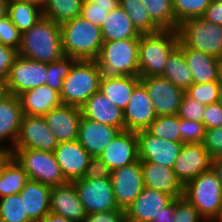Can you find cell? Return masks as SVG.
<instances>
[{
	"label": "cell",
	"mask_w": 222,
	"mask_h": 222,
	"mask_svg": "<svg viewBox=\"0 0 222 222\" xmlns=\"http://www.w3.org/2000/svg\"><path fill=\"white\" fill-rule=\"evenodd\" d=\"M214 222H222V207L219 216L215 219Z\"/></svg>",
	"instance_id": "6125c7cd"
},
{
	"label": "cell",
	"mask_w": 222,
	"mask_h": 222,
	"mask_svg": "<svg viewBox=\"0 0 222 222\" xmlns=\"http://www.w3.org/2000/svg\"><path fill=\"white\" fill-rule=\"evenodd\" d=\"M185 198L196 208L206 222H214L222 207V188L210 168L184 186Z\"/></svg>",
	"instance_id": "8992f818"
},
{
	"label": "cell",
	"mask_w": 222,
	"mask_h": 222,
	"mask_svg": "<svg viewBox=\"0 0 222 222\" xmlns=\"http://www.w3.org/2000/svg\"><path fill=\"white\" fill-rule=\"evenodd\" d=\"M23 117L22 107L14 94L5 93L0 98V149L12 151L19 134V129ZM9 145H2L4 140H9Z\"/></svg>",
	"instance_id": "7402d4cb"
},
{
	"label": "cell",
	"mask_w": 222,
	"mask_h": 222,
	"mask_svg": "<svg viewBox=\"0 0 222 222\" xmlns=\"http://www.w3.org/2000/svg\"><path fill=\"white\" fill-rule=\"evenodd\" d=\"M206 222L196 208L184 196L175 199L173 222Z\"/></svg>",
	"instance_id": "ee69618b"
},
{
	"label": "cell",
	"mask_w": 222,
	"mask_h": 222,
	"mask_svg": "<svg viewBox=\"0 0 222 222\" xmlns=\"http://www.w3.org/2000/svg\"><path fill=\"white\" fill-rule=\"evenodd\" d=\"M81 111L84 118L124 130L123 111L99 90L82 105Z\"/></svg>",
	"instance_id": "d4e9b609"
},
{
	"label": "cell",
	"mask_w": 222,
	"mask_h": 222,
	"mask_svg": "<svg viewBox=\"0 0 222 222\" xmlns=\"http://www.w3.org/2000/svg\"><path fill=\"white\" fill-rule=\"evenodd\" d=\"M50 185L29 180L20 192L24 211L32 222H39L50 212Z\"/></svg>",
	"instance_id": "83f0119b"
},
{
	"label": "cell",
	"mask_w": 222,
	"mask_h": 222,
	"mask_svg": "<svg viewBox=\"0 0 222 222\" xmlns=\"http://www.w3.org/2000/svg\"><path fill=\"white\" fill-rule=\"evenodd\" d=\"M119 5L127 13L132 24L141 34H153L162 30L151 19L141 0H119Z\"/></svg>",
	"instance_id": "836d02e7"
},
{
	"label": "cell",
	"mask_w": 222,
	"mask_h": 222,
	"mask_svg": "<svg viewBox=\"0 0 222 222\" xmlns=\"http://www.w3.org/2000/svg\"><path fill=\"white\" fill-rule=\"evenodd\" d=\"M141 170L145 187L167 193L174 199L184 195V186L176 177L173 168L141 161Z\"/></svg>",
	"instance_id": "cb8c5ba5"
},
{
	"label": "cell",
	"mask_w": 222,
	"mask_h": 222,
	"mask_svg": "<svg viewBox=\"0 0 222 222\" xmlns=\"http://www.w3.org/2000/svg\"><path fill=\"white\" fill-rule=\"evenodd\" d=\"M179 132L182 143H202L206 134L205 125L202 122L189 121L180 118Z\"/></svg>",
	"instance_id": "7bdbcfd3"
},
{
	"label": "cell",
	"mask_w": 222,
	"mask_h": 222,
	"mask_svg": "<svg viewBox=\"0 0 222 222\" xmlns=\"http://www.w3.org/2000/svg\"><path fill=\"white\" fill-rule=\"evenodd\" d=\"M162 77L168 79L183 91H186L193 84V73L179 47L170 55Z\"/></svg>",
	"instance_id": "1f68e13d"
},
{
	"label": "cell",
	"mask_w": 222,
	"mask_h": 222,
	"mask_svg": "<svg viewBox=\"0 0 222 222\" xmlns=\"http://www.w3.org/2000/svg\"><path fill=\"white\" fill-rule=\"evenodd\" d=\"M23 115L44 116L62 105L60 94L47 85L35 87L19 96Z\"/></svg>",
	"instance_id": "4316f807"
},
{
	"label": "cell",
	"mask_w": 222,
	"mask_h": 222,
	"mask_svg": "<svg viewBox=\"0 0 222 222\" xmlns=\"http://www.w3.org/2000/svg\"><path fill=\"white\" fill-rule=\"evenodd\" d=\"M47 74L46 63L18 56L4 82L6 92L18 97L25 91L45 85Z\"/></svg>",
	"instance_id": "30bf717a"
},
{
	"label": "cell",
	"mask_w": 222,
	"mask_h": 222,
	"mask_svg": "<svg viewBox=\"0 0 222 222\" xmlns=\"http://www.w3.org/2000/svg\"><path fill=\"white\" fill-rule=\"evenodd\" d=\"M83 222H127L126 212L122 209L87 214Z\"/></svg>",
	"instance_id": "f907efd6"
},
{
	"label": "cell",
	"mask_w": 222,
	"mask_h": 222,
	"mask_svg": "<svg viewBox=\"0 0 222 222\" xmlns=\"http://www.w3.org/2000/svg\"><path fill=\"white\" fill-rule=\"evenodd\" d=\"M12 157L24 168L30 180L52 186L67 183L53 152L13 149Z\"/></svg>",
	"instance_id": "ba28073f"
},
{
	"label": "cell",
	"mask_w": 222,
	"mask_h": 222,
	"mask_svg": "<svg viewBox=\"0 0 222 222\" xmlns=\"http://www.w3.org/2000/svg\"><path fill=\"white\" fill-rule=\"evenodd\" d=\"M173 199L167 193L144 186L140 195L126 209V221L152 222Z\"/></svg>",
	"instance_id": "ffe728a7"
},
{
	"label": "cell",
	"mask_w": 222,
	"mask_h": 222,
	"mask_svg": "<svg viewBox=\"0 0 222 222\" xmlns=\"http://www.w3.org/2000/svg\"><path fill=\"white\" fill-rule=\"evenodd\" d=\"M84 0H46L42 7L43 16L62 24L80 16Z\"/></svg>",
	"instance_id": "e575fe53"
},
{
	"label": "cell",
	"mask_w": 222,
	"mask_h": 222,
	"mask_svg": "<svg viewBox=\"0 0 222 222\" xmlns=\"http://www.w3.org/2000/svg\"><path fill=\"white\" fill-rule=\"evenodd\" d=\"M140 161H148L173 168L184 145L182 142L167 141L153 135L148 129L136 132Z\"/></svg>",
	"instance_id": "7c38bea8"
},
{
	"label": "cell",
	"mask_w": 222,
	"mask_h": 222,
	"mask_svg": "<svg viewBox=\"0 0 222 222\" xmlns=\"http://www.w3.org/2000/svg\"><path fill=\"white\" fill-rule=\"evenodd\" d=\"M211 160L212 158L202 143H186L175 161L173 171L185 186L198 175L209 170Z\"/></svg>",
	"instance_id": "9a60e30c"
},
{
	"label": "cell",
	"mask_w": 222,
	"mask_h": 222,
	"mask_svg": "<svg viewBox=\"0 0 222 222\" xmlns=\"http://www.w3.org/2000/svg\"><path fill=\"white\" fill-rule=\"evenodd\" d=\"M0 222H32L24 211L20 193L0 198Z\"/></svg>",
	"instance_id": "ab89813d"
},
{
	"label": "cell",
	"mask_w": 222,
	"mask_h": 222,
	"mask_svg": "<svg viewBox=\"0 0 222 222\" xmlns=\"http://www.w3.org/2000/svg\"><path fill=\"white\" fill-rule=\"evenodd\" d=\"M18 56V50L0 43V81H6L10 67Z\"/></svg>",
	"instance_id": "681fc988"
},
{
	"label": "cell",
	"mask_w": 222,
	"mask_h": 222,
	"mask_svg": "<svg viewBox=\"0 0 222 222\" xmlns=\"http://www.w3.org/2000/svg\"><path fill=\"white\" fill-rule=\"evenodd\" d=\"M22 1H26V2H31V3L37 4L40 7H43L45 2H46V0H22Z\"/></svg>",
	"instance_id": "91938a15"
},
{
	"label": "cell",
	"mask_w": 222,
	"mask_h": 222,
	"mask_svg": "<svg viewBox=\"0 0 222 222\" xmlns=\"http://www.w3.org/2000/svg\"><path fill=\"white\" fill-rule=\"evenodd\" d=\"M64 55L76 60H95L103 44L101 27L75 17L60 24Z\"/></svg>",
	"instance_id": "7a4b0ae2"
},
{
	"label": "cell",
	"mask_w": 222,
	"mask_h": 222,
	"mask_svg": "<svg viewBox=\"0 0 222 222\" xmlns=\"http://www.w3.org/2000/svg\"><path fill=\"white\" fill-rule=\"evenodd\" d=\"M111 171L127 166L139 160L136 132L122 130L100 155Z\"/></svg>",
	"instance_id": "ac0fdd59"
},
{
	"label": "cell",
	"mask_w": 222,
	"mask_h": 222,
	"mask_svg": "<svg viewBox=\"0 0 222 222\" xmlns=\"http://www.w3.org/2000/svg\"><path fill=\"white\" fill-rule=\"evenodd\" d=\"M12 158V152L6 149H0V174L7 164V162Z\"/></svg>",
	"instance_id": "6f0895ef"
},
{
	"label": "cell",
	"mask_w": 222,
	"mask_h": 222,
	"mask_svg": "<svg viewBox=\"0 0 222 222\" xmlns=\"http://www.w3.org/2000/svg\"><path fill=\"white\" fill-rule=\"evenodd\" d=\"M211 169L215 172L222 188V157L211 160Z\"/></svg>",
	"instance_id": "11a10c76"
},
{
	"label": "cell",
	"mask_w": 222,
	"mask_h": 222,
	"mask_svg": "<svg viewBox=\"0 0 222 222\" xmlns=\"http://www.w3.org/2000/svg\"><path fill=\"white\" fill-rule=\"evenodd\" d=\"M180 117L176 115L157 116L148 130L155 136L167 141L182 142L179 132Z\"/></svg>",
	"instance_id": "f35d334b"
},
{
	"label": "cell",
	"mask_w": 222,
	"mask_h": 222,
	"mask_svg": "<svg viewBox=\"0 0 222 222\" xmlns=\"http://www.w3.org/2000/svg\"><path fill=\"white\" fill-rule=\"evenodd\" d=\"M43 118L58 143L77 140L82 118L81 107L62 104L57 108L51 109Z\"/></svg>",
	"instance_id": "d6986e66"
},
{
	"label": "cell",
	"mask_w": 222,
	"mask_h": 222,
	"mask_svg": "<svg viewBox=\"0 0 222 222\" xmlns=\"http://www.w3.org/2000/svg\"><path fill=\"white\" fill-rule=\"evenodd\" d=\"M53 153L67 182L83 178L91 155L78 140L58 143Z\"/></svg>",
	"instance_id": "e0dca14e"
},
{
	"label": "cell",
	"mask_w": 222,
	"mask_h": 222,
	"mask_svg": "<svg viewBox=\"0 0 222 222\" xmlns=\"http://www.w3.org/2000/svg\"><path fill=\"white\" fill-rule=\"evenodd\" d=\"M8 1L9 0H0V19L8 16Z\"/></svg>",
	"instance_id": "680465c9"
},
{
	"label": "cell",
	"mask_w": 222,
	"mask_h": 222,
	"mask_svg": "<svg viewBox=\"0 0 222 222\" xmlns=\"http://www.w3.org/2000/svg\"><path fill=\"white\" fill-rule=\"evenodd\" d=\"M212 0H172L176 31L187 19L202 17Z\"/></svg>",
	"instance_id": "74e56055"
},
{
	"label": "cell",
	"mask_w": 222,
	"mask_h": 222,
	"mask_svg": "<svg viewBox=\"0 0 222 222\" xmlns=\"http://www.w3.org/2000/svg\"><path fill=\"white\" fill-rule=\"evenodd\" d=\"M22 33L11 22L10 17L0 19V43L2 45L19 50Z\"/></svg>",
	"instance_id": "bcb514c9"
},
{
	"label": "cell",
	"mask_w": 222,
	"mask_h": 222,
	"mask_svg": "<svg viewBox=\"0 0 222 222\" xmlns=\"http://www.w3.org/2000/svg\"><path fill=\"white\" fill-rule=\"evenodd\" d=\"M50 212L74 222H83L87 213L78 198L73 182L52 186L50 192Z\"/></svg>",
	"instance_id": "603a6c76"
},
{
	"label": "cell",
	"mask_w": 222,
	"mask_h": 222,
	"mask_svg": "<svg viewBox=\"0 0 222 222\" xmlns=\"http://www.w3.org/2000/svg\"><path fill=\"white\" fill-rule=\"evenodd\" d=\"M221 85L222 81L192 84L185 93L196 101L209 105L219 102Z\"/></svg>",
	"instance_id": "b9f144b4"
},
{
	"label": "cell",
	"mask_w": 222,
	"mask_h": 222,
	"mask_svg": "<svg viewBox=\"0 0 222 222\" xmlns=\"http://www.w3.org/2000/svg\"><path fill=\"white\" fill-rule=\"evenodd\" d=\"M111 170L109 166L102 161L100 156H91L87 165L84 179H105L111 177Z\"/></svg>",
	"instance_id": "c3c4849f"
},
{
	"label": "cell",
	"mask_w": 222,
	"mask_h": 222,
	"mask_svg": "<svg viewBox=\"0 0 222 222\" xmlns=\"http://www.w3.org/2000/svg\"><path fill=\"white\" fill-rule=\"evenodd\" d=\"M5 93H6L5 83L3 81H0V98L4 96Z\"/></svg>",
	"instance_id": "94428289"
},
{
	"label": "cell",
	"mask_w": 222,
	"mask_h": 222,
	"mask_svg": "<svg viewBox=\"0 0 222 222\" xmlns=\"http://www.w3.org/2000/svg\"><path fill=\"white\" fill-rule=\"evenodd\" d=\"M179 48L183 51L186 63L193 73V84L221 81L220 59L189 47Z\"/></svg>",
	"instance_id": "484cf974"
},
{
	"label": "cell",
	"mask_w": 222,
	"mask_h": 222,
	"mask_svg": "<svg viewBox=\"0 0 222 222\" xmlns=\"http://www.w3.org/2000/svg\"><path fill=\"white\" fill-rule=\"evenodd\" d=\"M140 83L136 76H106L102 75L99 91L122 111L126 108L134 88Z\"/></svg>",
	"instance_id": "f1b7e54d"
},
{
	"label": "cell",
	"mask_w": 222,
	"mask_h": 222,
	"mask_svg": "<svg viewBox=\"0 0 222 222\" xmlns=\"http://www.w3.org/2000/svg\"><path fill=\"white\" fill-rule=\"evenodd\" d=\"M78 198L87 214L119 209L115 201L111 178L73 181Z\"/></svg>",
	"instance_id": "9c48e42d"
},
{
	"label": "cell",
	"mask_w": 222,
	"mask_h": 222,
	"mask_svg": "<svg viewBox=\"0 0 222 222\" xmlns=\"http://www.w3.org/2000/svg\"><path fill=\"white\" fill-rule=\"evenodd\" d=\"M157 116L178 114L185 91L162 76L141 77Z\"/></svg>",
	"instance_id": "8fae6325"
},
{
	"label": "cell",
	"mask_w": 222,
	"mask_h": 222,
	"mask_svg": "<svg viewBox=\"0 0 222 222\" xmlns=\"http://www.w3.org/2000/svg\"><path fill=\"white\" fill-rule=\"evenodd\" d=\"M205 108L206 105L196 101L185 93L177 115L189 121L203 122Z\"/></svg>",
	"instance_id": "f6af8a7d"
},
{
	"label": "cell",
	"mask_w": 222,
	"mask_h": 222,
	"mask_svg": "<svg viewBox=\"0 0 222 222\" xmlns=\"http://www.w3.org/2000/svg\"><path fill=\"white\" fill-rule=\"evenodd\" d=\"M76 59L64 56L56 62L47 64V80L45 85L61 94L63 90L64 80L69 75L71 67Z\"/></svg>",
	"instance_id": "60d3db41"
},
{
	"label": "cell",
	"mask_w": 222,
	"mask_h": 222,
	"mask_svg": "<svg viewBox=\"0 0 222 222\" xmlns=\"http://www.w3.org/2000/svg\"><path fill=\"white\" fill-rule=\"evenodd\" d=\"M178 47L177 31L142 34L139 38V77L162 76L170 55Z\"/></svg>",
	"instance_id": "3957f363"
},
{
	"label": "cell",
	"mask_w": 222,
	"mask_h": 222,
	"mask_svg": "<svg viewBox=\"0 0 222 222\" xmlns=\"http://www.w3.org/2000/svg\"><path fill=\"white\" fill-rule=\"evenodd\" d=\"M179 47H189L217 57L222 56V25L202 17L185 20L178 27Z\"/></svg>",
	"instance_id": "52a82bcc"
},
{
	"label": "cell",
	"mask_w": 222,
	"mask_h": 222,
	"mask_svg": "<svg viewBox=\"0 0 222 222\" xmlns=\"http://www.w3.org/2000/svg\"><path fill=\"white\" fill-rule=\"evenodd\" d=\"M8 16L21 33L31 29L42 17V7L22 0L8 1Z\"/></svg>",
	"instance_id": "4dcf8cb0"
},
{
	"label": "cell",
	"mask_w": 222,
	"mask_h": 222,
	"mask_svg": "<svg viewBox=\"0 0 222 222\" xmlns=\"http://www.w3.org/2000/svg\"><path fill=\"white\" fill-rule=\"evenodd\" d=\"M103 73L95 60H76L64 80L60 98L63 105H82L99 90Z\"/></svg>",
	"instance_id": "5b68a950"
},
{
	"label": "cell",
	"mask_w": 222,
	"mask_h": 222,
	"mask_svg": "<svg viewBox=\"0 0 222 222\" xmlns=\"http://www.w3.org/2000/svg\"><path fill=\"white\" fill-rule=\"evenodd\" d=\"M119 6V0H84L80 16L102 27L112 10Z\"/></svg>",
	"instance_id": "8d00e7d4"
},
{
	"label": "cell",
	"mask_w": 222,
	"mask_h": 222,
	"mask_svg": "<svg viewBox=\"0 0 222 222\" xmlns=\"http://www.w3.org/2000/svg\"><path fill=\"white\" fill-rule=\"evenodd\" d=\"M151 19L162 30L176 31L172 0H141Z\"/></svg>",
	"instance_id": "d590c367"
},
{
	"label": "cell",
	"mask_w": 222,
	"mask_h": 222,
	"mask_svg": "<svg viewBox=\"0 0 222 222\" xmlns=\"http://www.w3.org/2000/svg\"><path fill=\"white\" fill-rule=\"evenodd\" d=\"M202 18L216 25H222V0H212Z\"/></svg>",
	"instance_id": "f5cc1de1"
},
{
	"label": "cell",
	"mask_w": 222,
	"mask_h": 222,
	"mask_svg": "<svg viewBox=\"0 0 222 222\" xmlns=\"http://www.w3.org/2000/svg\"><path fill=\"white\" fill-rule=\"evenodd\" d=\"M202 123L206 129L222 127V104L220 102L206 105Z\"/></svg>",
	"instance_id": "816d5d0a"
},
{
	"label": "cell",
	"mask_w": 222,
	"mask_h": 222,
	"mask_svg": "<svg viewBox=\"0 0 222 222\" xmlns=\"http://www.w3.org/2000/svg\"><path fill=\"white\" fill-rule=\"evenodd\" d=\"M29 180L27 172L12 157L0 174V198L20 193Z\"/></svg>",
	"instance_id": "d6a6232c"
},
{
	"label": "cell",
	"mask_w": 222,
	"mask_h": 222,
	"mask_svg": "<svg viewBox=\"0 0 222 222\" xmlns=\"http://www.w3.org/2000/svg\"><path fill=\"white\" fill-rule=\"evenodd\" d=\"M39 222H74L65 217L49 212Z\"/></svg>",
	"instance_id": "9f6ffc18"
},
{
	"label": "cell",
	"mask_w": 222,
	"mask_h": 222,
	"mask_svg": "<svg viewBox=\"0 0 222 222\" xmlns=\"http://www.w3.org/2000/svg\"><path fill=\"white\" fill-rule=\"evenodd\" d=\"M121 130L82 116L77 140L91 156H100Z\"/></svg>",
	"instance_id": "44dd1931"
},
{
	"label": "cell",
	"mask_w": 222,
	"mask_h": 222,
	"mask_svg": "<svg viewBox=\"0 0 222 222\" xmlns=\"http://www.w3.org/2000/svg\"><path fill=\"white\" fill-rule=\"evenodd\" d=\"M58 141L43 116L23 115L19 134L13 149H33L53 152Z\"/></svg>",
	"instance_id": "4fadbf2b"
},
{
	"label": "cell",
	"mask_w": 222,
	"mask_h": 222,
	"mask_svg": "<svg viewBox=\"0 0 222 222\" xmlns=\"http://www.w3.org/2000/svg\"><path fill=\"white\" fill-rule=\"evenodd\" d=\"M95 61L106 76L139 77V38L103 42Z\"/></svg>",
	"instance_id": "277c9868"
},
{
	"label": "cell",
	"mask_w": 222,
	"mask_h": 222,
	"mask_svg": "<svg viewBox=\"0 0 222 222\" xmlns=\"http://www.w3.org/2000/svg\"><path fill=\"white\" fill-rule=\"evenodd\" d=\"M175 212V199H173L166 207L162 208L157 218H153L152 222H173Z\"/></svg>",
	"instance_id": "db71d44e"
},
{
	"label": "cell",
	"mask_w": 222,
	"mask_h": 222,
	"mask_svg": "<svg viewBox=\"0 0 222 222\" xmlns=\"http://www.w3.org/2000/svg\"><path fill=\"white\" fill-rule=\"evenodd\" d=\"M110 178L118 208L126 211L144 188L141 161L112 171Z\"/></svg>",
	"instance_id": "5bb4252c"
},
{
	"label": "cell",
	"mask_w": 222,
	"mask_h": 222,
	"mask_svg": "<svg viewBox=\"0 0 222 222\" xmlns=\"http://www.w3.org/2000/svg\"><path fill=\"white\" fill-rule=\"evenodd\" d=\"M124 130H147L157 115L145 86L140 82L133 90L123 111Z\"/></svg>",
	"instance_id": "2e32d148"
},
{
	"label": "cell",
	"mask_w": 222,
	"mask_h": 222,
	"mask_svg": "<svg viewBox=\"0 0 222 222\" xmlns=\"http://www.w3.org/2000/svg\"><path fill=\"white\" fill-rule=\"evenodd\" d=\"M219 102L222 104V85H221V88H220V98H219Z\"/></svg>",
	"instance_id": "be15d7a7"
},
{
	"label": "cell",
	"mask_w": 222,
	"mask_h": 222,
	"mask_svg": "<svg viewBox=\"0 0 222 222\" xmlns=\"http://www.w3.org/2000/svg\"><path fill=\"white\" fill-rule=\"evenodd\" d=\"M202 144L212 159L222 157V127L206 129Z\"/></svg>",
	"instance_id": "7dc6e473"
},
{
	"label": "cell",
	"mask_w": 222,
	"mask_h": 222,
	"mask_svg": "<svg viewBox=\"0 0 222 222\" xmlns=\"http://www.w3.org/2000/svg\"><path fill=\"white\" fill-rule=\"evenodd\" d=\"M103 41L140 38L142 35L132 24L130 17L120 5L109 12L105 23L101 27Z\"/></svg>",
	"instance_id": "f546056e"
},
{
	"label": "cell",
	"mask_w": 222,
	"mask_h": 222,
	"mask_svg": "<svg viewBox=\"0 0 222 222\" xmlns=\"http://www.w3.org/2000/svg\"><path fill=\"white\" fill-rule=\"evenodd\" d=\"M19 56L49 64L62 59L60 24L42 17L31 29L22 33Z\"/></svg>",
	"instance_id": "6da1fadb"
}]
</instances>
